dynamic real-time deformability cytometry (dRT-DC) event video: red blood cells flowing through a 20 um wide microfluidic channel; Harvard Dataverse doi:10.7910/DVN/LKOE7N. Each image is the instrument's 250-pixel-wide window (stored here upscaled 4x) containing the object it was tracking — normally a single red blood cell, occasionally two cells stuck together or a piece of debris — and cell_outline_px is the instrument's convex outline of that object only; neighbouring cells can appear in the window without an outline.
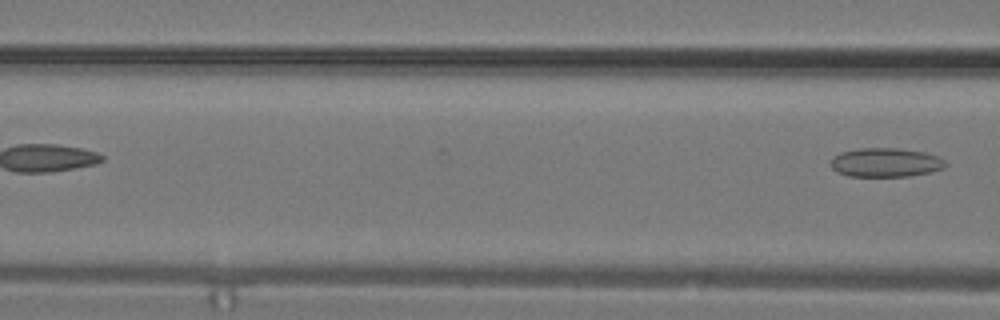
{"species": "common noctule bat (a hibernating species)", "species_latin": "Nyctalus noctula", "temperature_condition": "warm", "stored_images_in_passage": 10, "segment_of_instrument_passage": [2, 2], "camera_frame_rate_fps": 3000, "um_per_image_px": 0.085, "animal": {"sex": "male", "body_mass_g": 19.2, "forearm_length_mm": 51.8}, "frame": {"image": 1, "passage_image": 10, "time_ms": 3.0, "image_size_px": [1000, 320], "cell_outline_px": [[948, 164], [944, 168], [928, 172], [908, 176], [848, 176], [836, 172], [828, 164], [828, 160], [832, 156], [840, 152], [860, 148], [896, 148], [924, 152], [936, 156], [944, 160]], "centroid_in_image_um": [75.19, 13.81], "position_along_channel_um": 91.4, "area_um2": 19.54}}